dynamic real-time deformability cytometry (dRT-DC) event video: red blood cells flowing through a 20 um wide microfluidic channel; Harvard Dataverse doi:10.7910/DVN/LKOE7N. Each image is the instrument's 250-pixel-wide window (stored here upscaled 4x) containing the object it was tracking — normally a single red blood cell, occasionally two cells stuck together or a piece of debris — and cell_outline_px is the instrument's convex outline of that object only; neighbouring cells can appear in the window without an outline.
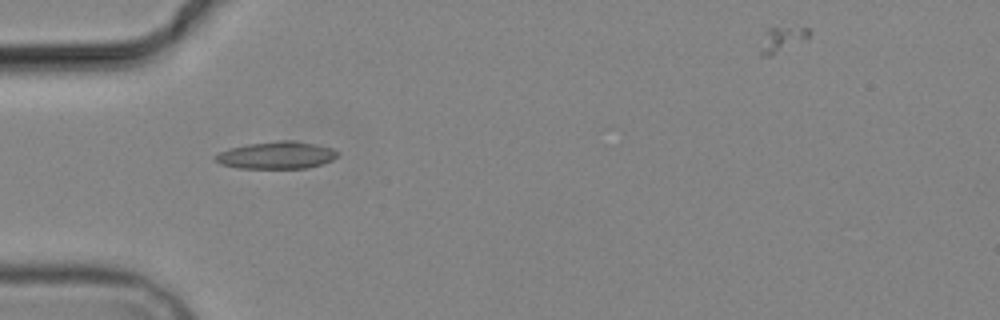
{"species": "common noctule bat (a hibernating species)", "species_latin": "Nyctalus noctula", "temperature_condition": "cold", "stored_images_in_passage": 1, "camera_frame_rate_fps": 3000, "um_per_image_px": 0.085, "animal": {"sex": "male", "body_mass_g": 19.2, "forearm_length_mm": 51.8}, "frame": {"image": 1, "passage_image": 1, "time_ms": 0.0, "image_size_px": [1000, 320], "cell_outline_px": [[340, 156], [332, 160], [308, 168], [236, 168], [220, 164], [212, 156], [228, 148], [248, 144], [280, 140], [296, 140], [316, 144], [332, 148], [340, 152]], "centroid_in_image_um": [23.52, 13.19], "position_along_channel_um": 61.5, "area_um2": 19.65}}